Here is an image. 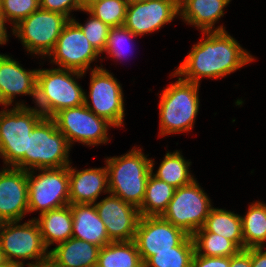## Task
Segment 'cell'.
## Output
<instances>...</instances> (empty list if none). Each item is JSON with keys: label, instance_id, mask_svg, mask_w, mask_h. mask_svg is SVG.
<instances>
[{"label": "cell", "instance_id": "cell-8", "mask_svg": "<svg viewBox=\"0 0 266 267\" xmlns=\"http://www.w3.org/2000/svg\"><path fill=\"white\" fill-rule=\"evenodd\" d=\"M68 21L69 19L60 13L39 8L11 27L10 31L20 40L28 54L42 56L40 59L44 60L55 48Z\"/></svg>", "mask_w": 266, "mask_h": 267}, {"label": "cell", "instance_id": "cell-43", "mask_svg": "<svg viewBox=\"0 0 266 267\" xmlns=\"http://www.w3.org/2000/svg\"><path fill=\"white\" fill-rule=\"evenodd\" d=\"M128 1V3H130V2H138V1H146V0H127Z\"/></svg>", "mask_w": 266, "mask_h": 267}, {"label": "cell", "instance_id": "cell-21", "mask_svg": "<svg viewBox=\"0 0 266 267\" xmlns=\"http://www.w3.org/2000/svg\"><path fill=\"white\" fill-rule=\"evenodd\" d=\"M100 247L71 237L49 250L52 267H96Z\"/></svg>", "mask_w": 266, "mask_h": 267}, {"label": "cell", "instance_id": "cell-17", "mask_svg": "<svg viewBox=\"0 0 266 267\" xmlns=\"http://www.w3.org/2000/svg\"><path fill=\"white\" fill-rule=\"evenodd\" d=\"M37 73L38 69L27 70L12 55L0 53V105L28 106L23 101L16 102L17 95H28L35 101Z\"/></svg>", "mask_w": 266, "mask_h": 267}, {"label": "cell", "instance_id": "cell-22", "mask_svg": "<svg viewBox=\"0 0 266 267\" xmlns=\"http://www.w3.org/2000/svg\"><path fill=\"white\" fill-rule=\"evenodd\" d=\"M73 217L72 237L102 248L112 241L94 204H70Z\"/></svg>", "mask_w": 266, "mask_h": 267}, {"label": "cell", "instance_id": "cell-25", "mask_svg": "<svg viewBox=\"0 0 266 267\" xmlns=\"http://www.w3.org/2000/svg\"><path fill=\"white\" fill-rule=\"evenodd\" d=\"M191 163L183 157L182 151H167L156 171H153L155 161L151 158V172L158 179L172 185L174 188H179L197 179L189 169Z\"/></svg>", "mask_w": 266, "mask_h": 267}, {"label": "cell", "instance_id": "cell-30", "mask_svg": "<svg viewBox=\"0 0 266 267\" xmlns=\"http://www.w3.org/2000/svg\"><path fill=\"white\" fill-rule=\"evenodd\" d=\"M194 253V242L189 235L179 246L173 247L172 251L155 252L144 263V267H191Z\"/></svg>", "mask_w": 266, "mask_h": 267}, {"label": "cell", "instance_id": "cell-10", "mask_svg": "<svg viewBox=\"0 0 266 267\" xmlns=\"http://www.w3.org/2000/svg\"><path fill=\"white\" fill-rule=\"evenodd\" d=\"M204 191L196 179L188 185L175 188L173 198L161 217L192 236L203 227L213 207L209 195Z\"/></svg>", "mask_w": 266, "mask_h": 267}, {"label": "cell", "instance_id": "cell-6", "mask_svg": "<svg viewBox=\"0 0 266 267\" xmlns=\"http://www.w3.org/2000/svg\"><path fill=\"white\" fill-rule=\"evenodd\" d=\"M0 248L7 261L22 267L46 266L49 261V250L43 243L40 227L34 218L22 224L21 221L1 222ZM25 261L28 263L25 264Z\"/></svg>", "mask_w": 266, "mask_h": 267}, {"label": "cell", "instance_id": "cell-16", "mask_svg": "<svg viewBox=\"0 0 266 267\" xmlns=\"http://www.w3.org/2000/svg\"><path fill=\"white\" fill-rule=\"evenodd\" d=\"M107 195L94 205L105 224L109 239L111 241L134 240L141 218L139 209L120 197L110 193Z\"/></svg>", "mask_w": 266, "mask_h": 267}, {"label": "cell", "instance_id": "cell-36", "mask_svg": "<svg viewBox=\"0 0 266 267\" xmlns=\"http://www.w3.org/2000/svg\"><path fill=\"white\" fill-rule=\"evenodd\" d=\"M191 267H230V257H207L194 253Z\"/></svg>", "mask_w": 266, "mask_h": 267}, {"label": "cell", "instance_id": "cell-42", "mask_svg": "<svg viewBox=\"0 0 266 267\" xmlns=\"http://www.w3.org/2000/svg\"><path fill=\"white\" fill-rule=\"evenodd\" d=\"M94 0H79L80 4L85 8Z\"/></svg>", "mask_w": 266, "mask_h": 267}, {"label": "cell", "instance_id": "cell-15", "mask_svg": "<svg viewBox=\"0 0 266 267\" xmlns=\"http://www.w3.org/2000/svg\"><path fill=\"white\" fill-rule=\"evenodd\" d=\"M179 17V0H146L127 5L124 26L134 35H150Z\"/></svg>", "mask_w": 266, "mask_h": 267}, {"label": "cell", "instance_id": "cell-37", "mask_svg": "<svg viewBox=\"0 0 266 267\" xmlns=\"http://www.w3.org/2000/svg\"><path fill=\"white\" fill-rule=\"evenodd\" d=\"M230 267H251V248L230 256Z\"/></svg>", "mask_w": 266, "mask_h": 267}, {"label": "cell", "instance_id": "cell-18", "mask_svg": "<svg viewBox=\"0 0 266 267\" xmlns=\"http://www.w3.org/2000/svg\"><path fill=\"white\" fill-rule=\"evenodd\" d=\"M0 170V221H22L29 213L27 171L15 167Z\"/></svg>", "mask_w": 266, "mask_h": 267}, {"label": "cell", "instance_id": "cell-34", "mask_svg": "<svg viewBox=\"0 0 266 267\" xmlns=\"http://www.w3.org/2000/svg\"><path fill=\"white\" fill-rule=\"evenodd\" d=\"M39 8V0H2L0 13L14 27Z\"/></svg>", "mask_w": 266, "mask_h": 267}, {"label": "cell", "instance_id": "cell-26", "mask_svg": "<svg viewBox=\"0 0 266 267\" xmlns=\"http://www.w3.org/2000/svg\"><path fill=\"white\" fill-rule=\"evenodd\" d=\"M244 249L266 246V203L253 201L245 215H240Z\"/></svg>", "mask_w": 266, "mask_h": 267}, {"label": "cell", "instance_id": "cell-27", "mask_svg": "<svg viewBox=\"0 0 266 267\" xmlns=\"http://www.w3.org/2000/svg\"><path fill=\"white\" fill-rule=\"evenodd\" d=\"M96 267H144V264L133 240L112 241L100 249Z\"/></svg>", "mask_w": 266, "mask_h": 267}, {"label": "cell", "instance_id": "cell-28", "mask_svg": "<svg viewBox=\"0 0 266 267\" xmlns=\"http://www.w3.org/2000/svg\"><path fill=\"white\" fill-rule=\"evenodd\" d=\"M175 188L155 177L152 172L146 183L145 197L138 208L141 216H161L173 198Z\"/></svg>", "mask_w": 266, "mask_h": 267}, {"label": "cell", "instance_id": "cell-44", "mask_svg": "<svg viewBox=\"0 0 266 267\" xmlns=\"http://www.w3.org/2000/svg\"><path fill=\"white\" fill-rule=\"evenodd\" d=\"M47 267H52L49 263L46 264Z\"/></svg>", "mask_w": 266, "mask_h": 267}, {"label": "cell", "instance_id": "cell-7", "mask_svg": "<svg viewBox=\"0 0 266 267\" xmlns=\"http://www.w3.org/2000/svg\"><path fill=\"white\" fill-rule=\"evenodd\" d=\"M43 117L30 106H4L0 110V158L4 167H14L24 157L28 135Z\"/></svg>", "mask_w": 266, "mask_h": 267}, {"label": "cell", "instance_id": "cell-32", "mask_svg": "<svg viewBox=\"0 0 266 267\" xmlns=\"http://www.w3.org/2000/svg\"><path fill=\"white\" fill-rule=\"evenodd\" d=\"M136 37L138 36L134 35L125 26L111 27L103 53H107V58H112L114 61H120L122 58L125 60V56H130L128 53L132 51V41Z\"/></svg>", "mask_w": 266, "mask_h": 267}, {"label": "cell", "instance_id": "cell-2", "mask_svg": "<svg viewBox=\"0 0 266 267\" xmlns=\"http://www.w3.org/2000/svg\"><path fill=\"white\" fill-rule=\"evenodd\" d=\"M170 77L178 80L159 95V137L192 131L200 107V84L186 81L174 71Z\"/></svg>", "mask_w": 266, "mask_h": 267}, {"label": "cell", "instance_id": "cell-24", "mask_svg": "<svg viewBox=\"0 0 266 267\" xmlns=\"http://www.w3.org/2000/svg\"><path fill=\"white\" fill-rule=\"evenodd\" d=\"M196 232H210L233 241L244 250L242 221L240 214L234 211L212 207L203 227Z\"/></svg>", "mask_w": 266, "mask_h": 267}, {"label": "cell", "instance_id": "cell-11", "mask_svg": "<svg viewBox=\"0 0 266 267\" xmlns=\"http://www.w3.org/2000/svg\"><path fill=\"white\" fill-rule=\"evenodd\" d=\"M27 180L29 213L40 215L70 204L68 166L27 171Z\"/></svg>", "mask_w": 266, "mask_h": 267}, {"label": "cell", "instance_id": "cell-4", "mask_svg": "<svg viewBox=\"0 0 266 267\" xmlns=\"http://www.w3.org/2000/svg\"><path fill=\"white\" fill-rule=\"evenodd\" d=\"M84 75L86 73L57 67L39 68L34 107L44 117L52 118L62 109L83 105L85 90L77 81Z\"/></svg>", "mask_w": 266, "mask_h": 267}, {"label": "cell", "instance_id": "cell-20", "mask_svg": "<svg viewBox=\"0 0 266 267\" xmlns=\"http://www.w3.org/2000/svg\"><path fill=\"white\" fill-rule=\"evenodd\" d=\"M232 0H179V18L201 32L226 31L222 25L215 27L225 15Z\"/></svg>", "mask_w": 266, "mask_h": 267}, {"label": "cell", "instance_id": "cell-1", "mask_svg": "<svg viewBox=\"0 0 266 267\" xmlns=\"http://www.w3.org/2000/svg\"><path fill=\"white\" fill-rule=\"evenodd\" d=\"M201 33L199 42L174 70L186 81L200 84L204 77L219 80L256 60L227 31Z\"/></svg>", "mask_w": 266, "mask_h": 267}, {"label": "cell", "instance_id": "cell-9", "mask_svg": "<svg viewBox=\"0 0 266 267\" xmlns=\"http://www.w3.org/2000/svg\"><path fill=\"white\" fill-rule=\"evenodd\" d=\"M122 89L114 74L103 66L90 70L89 92L85 91L84 104L115 128H123L126 109Z\"/></svg>", "mask_w": 266, "mask_h": 267}, {"label": "cell", "instance_id": "cell-3", "mask_svg": "<svg viewBox=\"0 0 266 267\" xmlns=\"http://www.w3.org/2000/svg\"><path fill=\"white\" fill-rule=\"evenodd\" d=\"M143 149L133 148L120 156L104 161L108 172L109 193L139 208L145 197L146 183L151 174V158Z\"/></svg>", "mask_w": 266, "mask_h": 267}, {"label": "cell", "instance_id": "cell-33", "mask_svg": "<svg viewBox=\"0 0 266 267\" xmlns=\"http://www.w3.org/2000/svg\"><path fill=\"white\" fill-rule=\"evenodd\" d=\"M82 11L85 12L87 16L89 14L86 23H79L75 16L72 20L81 28L88 41L102 56L111 27L102 22L100 19L95 18L85 8Z\"/></svg>", "mask_w": 266, "mask_h": 267}, {"label": "cell", "instance_id": "cell-35", "mask_svg": "<svg viewBox=\"0 0 266 267\" xmlns=\"http://www.w3.org/2000/svg\"><path fill=\"white\" fill-rule=\"evenodd\" d=\"M39 2L40 8L60 13L69 20L74 18L71 12L77 10L81 12L84 9L79 0H39Z\"/></svg>", "mask_w": 266, "mask_h": 267}, {"label": "cell", "instance_id": "cell-5", "mask_svg": "<svg viewBox=\"0 0 266 267\" xmlns=\"http://www.w3.org/2000/svg\"><path fill=\"white\" fill-rule=\"evenodd\" d=\"M71 148L54 119L43 117L28 135L27 151L14 167L26 171L62 168L71 164Z\"/></svg>", "mask_w": 266, "mask_h": 267}, {"label": "cell", "instance_id": "cell-12", "mask_svg": "<svg viewBox=\"0 0 266 267\" xmlns=\"http://www.w3.org/2000/svg\"><path fill=\"white\" fill-rule=\"evenodd\" d=\"M52 118L71 147L75 142L89 147L108 144L111 140L108 130L115 128L104 118L98 117L85 104L62 109Z\"/></svg>", "mask_w": 266, "mask_h": 267}, {"label": "cell", "instance_id": "cell-38", "mask_svg": "<svg viewBox=\"0 0 266 267\" xmlns=\"http://www.w3.org/2000/svg\"><path fill=\"white\" fill-rule=\"evenodd\" d=\"M251 267H266V249L251 248Z\"/></svg>", "mask_w": 266, "mask_h": 267}, {"label": "cell", "instance_id": "cell-13", "mask_svg": "<svg viewBox=\"0 0 266 267\" xmlns=\"http://www.w3.org/2000/svg\"><path fill=\"white\" fill-rule=\"evenodd\" d=\"M99 57L101 56L98 51L72 19L65 24L55 48L48 55L49 63L57 65V68L82 73H87L89 68L93 70L102 67V64L96 65L94 68L91 66V63L97 62Z\"/></svg>", "mask_w": 266, "mask_h": 267}, {"label": "cell", "instance_id": "cell-39", "mask_svg": "<svg viewBox=\"0 0 266 267\" xmlns=\"http://www.w3.org/2000/svg\"><path fill=\"white\" fill-rule=\"evenodd\" d=\"M6 21L3 18L2 14L0 13V45L7 44L9 41V35L8 29L6 26Z\"/></svg>", "mask_w": 266, "mask_h": 267}, {"label": "cell", "instance_id": "cell-19", "mask_svg": "<svg viewBox=\"0 0 266 267\" xmlns=\"http://www.w3.org/2000/svg\"><path fill=\"white\" fill-rule=\"evenodd\" d=\"M70 204H95L101 194L109 193L108 172L104 167L77 170L68 165Z\"/></svg>", "mask_w": 266, "mask_h": 267}, {"label": "cell", "instance_id": "cell-31", "mask_svg": "<svg viewBox=\"0 0 266 267\" xmlns=\"http://www.w3.org/2000/svg\"><path fill=\"white\" fill-rule=\"evenodd\" d=\"M127 0H94L85 9L110 27L124 26Z\"/></svg>", "mask_w": 266, "mask_h": 267}, {"label": "cell", "instance_id": "cell-40", "mask_svg": "<svg viewBox=\"0 0 266 267\" xmlns=\"http://www.w3.org/2000/svg\"><path fill=\"white\" fill-rule=\"evenodd\" d=\"M0 267H22V266L20 264L7 261L6 263L1 265Z\"/></svg>", "mask_w": 266, "mask_h": 267}, {"label": "cell", "instance_id": "cell-23", "mask_svg": "<svg viewBox=\"0 0 266 267\" xmlns=\"http://www.w3.org/2000/svg\"><path fill=\"white\" fill-rule=\"evenodd\" d=\"M34 219L40 227L43 243L48 250L50 246L72 237L73 217L70 204L44 212Z\"/></svg>", "mask_w": 266, "mask_h": 267}, {"label": "cell", "instance_id": "cell-41", "mask_svg": "<svg viewBox=\"0 0 266 267\" xmlns=\"http://www.w3.org/2000/svg\"><path fill=\"white\" fill-rule=\"evenodd\" d=\"M6 262H7L6 257H5L4 253L2 252V250L0 248V266L3 265Z\"/></svg>", "mask_w": 266, "mask_h": 267}, {"label": "cell", "instance_id": "cell-14", "mask_svg": "<svg viewBox=\"0 0 266 267\" xmlns=\"http://www.w3.org/2000/svg\"><path fill=\"white\" fill-rule=\"evenodd\" d=\"M188 236L161 216H141L133 241L144 264L155 252L172 251Z\"/></svg>", "mask_w": 266, "mask_h": 267}, {"label": "cell", "instance_id": "cell-29", "mask_svg": "<svg viewBox=\"0 0 266 267\" xmlns=\"http://www.w3.org/2000/svg\"><path fill=\"white\" fill-rule=\"evenodd\" d=\"M195 253L201 256L230 257L241 249L231 240L210 232H195L192 235Z\"/></svg>", "mask_w": 266, "mask_h": 267}]
</instances>
